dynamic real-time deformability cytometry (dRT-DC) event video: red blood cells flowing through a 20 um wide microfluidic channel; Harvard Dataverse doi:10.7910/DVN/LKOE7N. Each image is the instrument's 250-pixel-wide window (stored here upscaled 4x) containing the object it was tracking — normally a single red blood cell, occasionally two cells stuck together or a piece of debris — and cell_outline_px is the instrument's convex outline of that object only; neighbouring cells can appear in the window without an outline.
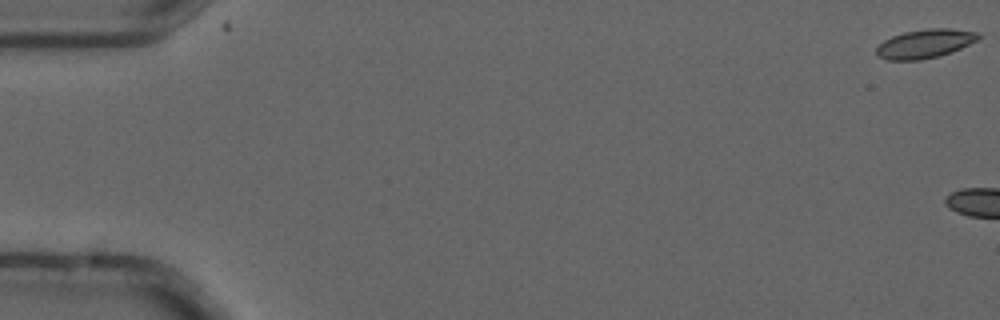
{"species": "common noctule bat (a hibernating species)", "species_latin": "Nyctalus noctula", "temperature_condition": "cold", "stored_images_in_passage": 16, "camera_frame_rate_fps": 3000, "um_per_image_px": 0.085, "animal": {"sex": "male", "forearm_length_mm": 52.5}, "frame": {"image": 1, "passage_image": 1, "time_ms": 0.0, "image_size_px": [1000, 320], "cell_outline_px": [[980, 36], [976, 40], [960, 48], [940, 56], [920, 60], [888, 60], [880, 56], [876, 52], [876, 48], [884, 40], [892, 36], [904, 32], [928, 28], [948, 28], [980, 32]], "centroid_in_image_um": [78.62, 3.7], "position_along_channel_um": 6.4, "area_um2": 16.99}}
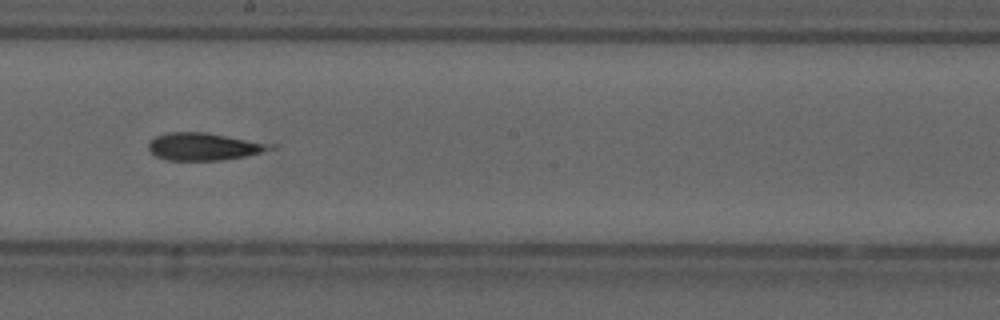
{"frame": {"image": 2, "passage_image": 10, "time_ms": 3.0, "image_size_px": [1000, 320], "cell_outline_px": [[280, 144], [276, 148], [244, 156], [220, 160], [168, 160], [156, 156], [148, 148], [148, 144], [156, 136], [168, 132], [204, 132]], "centroid_in_image_um": [17.4, 12.44], "position_along_channel_um": 230.8, "area_um2": 19.54}}
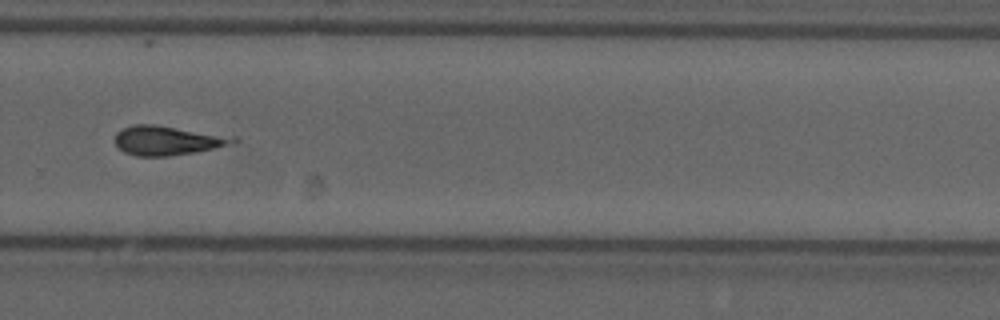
{"frame": {"image": 3, "passage_image": 12, "time_ms": 3.667, "image_size_px": [1000, 320], "cell_outline_px": [[240, 140], [236, 144], [192, 152], [168, 156], [136, 156], [124, 152], [116, 144], [116, 132], [132, 124], [156, 124], [236, 136]], "centroid_in_image_um": [14.3, 11.92], "position_along_channel_um": 315.5, "area_um2": 20.4}}